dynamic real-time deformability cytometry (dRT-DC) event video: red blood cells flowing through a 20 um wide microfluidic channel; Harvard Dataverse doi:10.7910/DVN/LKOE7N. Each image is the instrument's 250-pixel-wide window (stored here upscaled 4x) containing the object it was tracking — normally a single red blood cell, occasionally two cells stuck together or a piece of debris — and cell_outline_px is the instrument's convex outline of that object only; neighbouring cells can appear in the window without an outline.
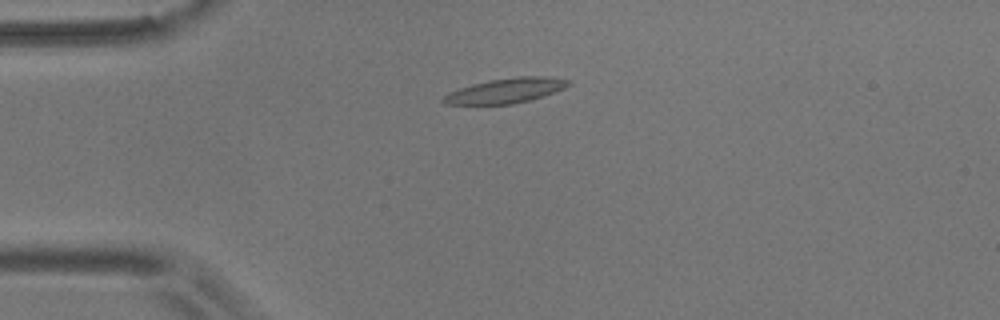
{"species": "common noctule bat (a hibernating species)", "species_latin": "Nyctalus noctula", "temperature_condition": "room temperature", "stored_images_in_passage": 43, "camera_frame_rate_fps": 3000, "um_per_image_px": 0.085, "animal": {"sex": "male", "body_mass_g": 17.9}, "frame": {"image": 1, "passage_image": 1, "time_ms": 0.0, "image_size_px": [1000, 320], "cell_outline_px": [[572, 84], [564, 88], [544, 96], [512, 104], [444, 104], [440, 100], [448, 92], [472, 84], [488, 80], [520, 76], [544, 76], [572, 80]], "centroid_in_image_um": [43.0, 7.69], "position_along_channel_um": 42.0, "area_um2": 18.15}}
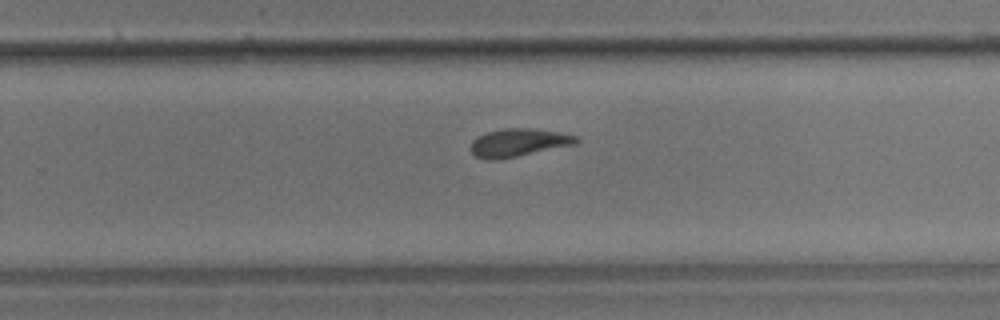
{"frame": {"image": 2, "passage_image": 23, "time_ms": 7.333, "image_size_px": [1000, 320], "cell_outline_px": [[580, 140], [576, 144], [500, 160], [484, 160], [476, 156], [472, 152], [472, 140], [488, 132], [504, 128], [532, 128], [560, 132], [576, 136]], "centroid_in_image_um": [44.1, 12.13], "position_along_channel_um": 285.7, "area_um2": 17.22}}
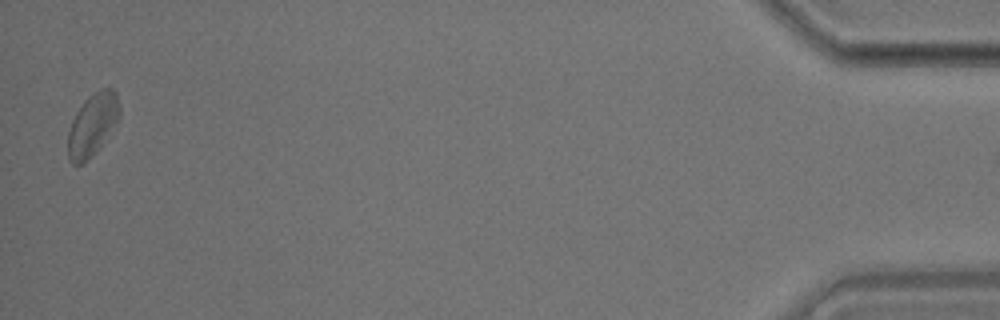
{"frame": {"image": 3, "passage_image": 42, "time_ms": 13.667, "image_size_px": [1000, 320], "cell_outline_px": [[120, 116], [96, 152], [84, 164], [72, 164], [68, 160], [68, 132], [72, 120], [76, 112], [84, 100], [88, 96], [100, 88], [112, 88], [116, 92], [120, 108]], "centroid_in_image_um": [7.85, 10.59], "position_along_channel_um": 427.4, "area_um2": 18.79}, "authors_computed_cell_mechanics": {"area_um2": 17.2244, "velocity_mm_per_s": 3.6431, "shape_relaxation_time_tau1_ms": 5.3153, "shape_relaxation_time_tau2_ms": 2.6712, "deformation_change_tau1": 0.1341, "deformation_change_tau2": 0.1039}}